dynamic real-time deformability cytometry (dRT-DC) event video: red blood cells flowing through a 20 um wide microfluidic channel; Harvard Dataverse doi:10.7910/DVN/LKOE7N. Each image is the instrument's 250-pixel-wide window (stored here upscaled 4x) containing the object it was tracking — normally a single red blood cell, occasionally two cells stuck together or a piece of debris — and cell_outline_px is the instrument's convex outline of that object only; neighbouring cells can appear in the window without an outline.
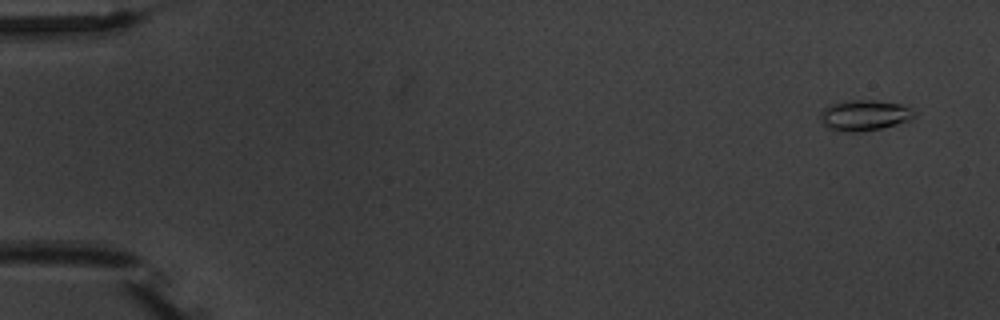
{"species": "common noctule bat (a hibernating species)", "species_latin": "Nyctalus noctula", "temperature_condition": "warm", "stored_images_in_passage": 5, "camera_frame_rate_fps": 3000, "um_per_image_px": 0.085, "animal": {"sex": "male", "body_mass_g": 20.1, "forearm_length_mm": 53.5}, "frame": {"image": 1, "passage_image": 1, "time_ms": 0.0, "image_size_px": [1000, 320], "cell_outline_px": [[916, 116], [912, 120], [880, 128], [860, 132], [844, 132], [828, 128], [820, 120], [820, 112], [824, 108], [832, 104], [844, 100], [876, 100], [900, 104], [912, 108], [916, 112]], "centroid_in_image_um": [73.49, 9.79], "position_along_channel_um": 11.5, "area_um2": 16.99}}